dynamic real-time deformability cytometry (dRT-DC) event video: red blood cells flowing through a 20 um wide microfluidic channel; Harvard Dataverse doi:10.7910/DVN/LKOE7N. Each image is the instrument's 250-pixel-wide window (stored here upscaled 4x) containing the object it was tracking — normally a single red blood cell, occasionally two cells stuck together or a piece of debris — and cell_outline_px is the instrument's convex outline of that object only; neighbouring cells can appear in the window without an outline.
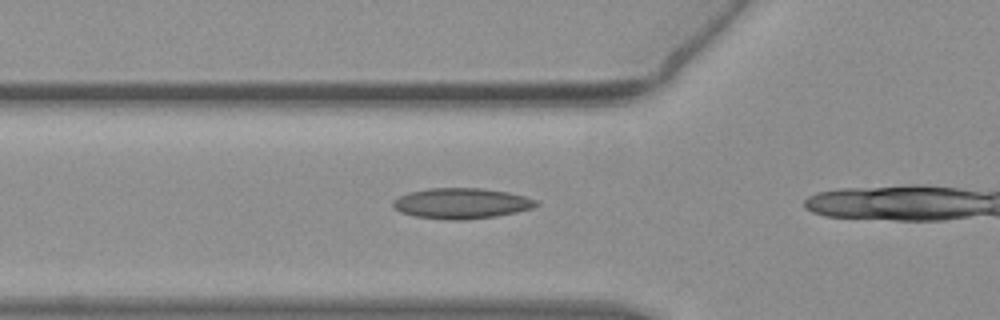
{"species": "common noctule bat (a hibernating species)", "species_latin": "Nyctalus noctula", "temperature_condition": "warm", "stored_images_in_passage": 7, "camera_frame_rate_fps": 3000, "um_per_image_px": 0.085, "animal": {"sex": "female", "body_mass_g": 19.3, "forearm_length_mm": 54.1}, "frame": {"image": 1, "passage_image": 5, "time_ms": 1.333, "image_size_px": [1000, 320], "cell_outline_px": [[540, 204], [532, 208], [516, 212], [496, 216], [464, 220], [444, 220], [416, 216], [400, 212], [392, 208], [392, 200], [400, 196], [412, 192], [428, 188], [480, 188], [508, 192], [524, 196], [536, 200]], "centroid_in_image_um": [39.21, 17.29], "position_along_channel_um": 86.6, "area_um2": 25.55}}